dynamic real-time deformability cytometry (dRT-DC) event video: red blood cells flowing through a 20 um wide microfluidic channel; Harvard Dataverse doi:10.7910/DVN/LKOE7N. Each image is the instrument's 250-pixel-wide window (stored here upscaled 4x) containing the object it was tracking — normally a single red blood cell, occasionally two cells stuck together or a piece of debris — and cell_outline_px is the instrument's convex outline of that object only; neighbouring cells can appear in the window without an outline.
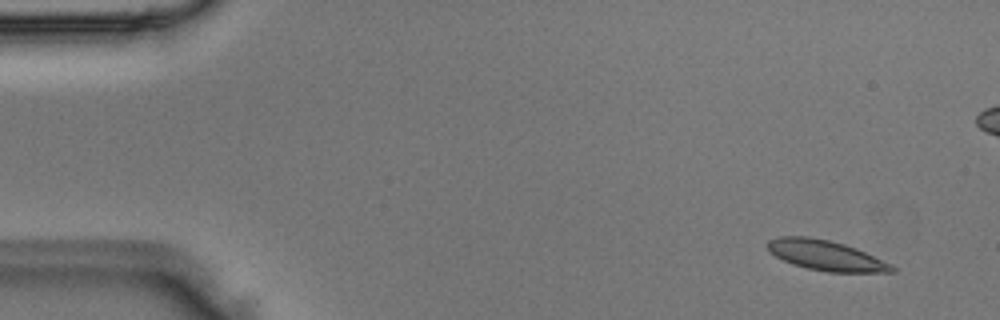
{"species": "Egyptian fruit bat (a non-hibernating species)", "species_latin": "Rousettus aegyptiacus", "temperature_condition": "room temperature", "stored_images_in_passage": 5, "camera_frame_rate_fps": 3000, "um_per_image_px": 0.085, "animal": {"sex": "male"}, "frame": {"image": 1, "passage_image": 1, "time_ms": 0.0, "image_size_px": [1000, 320], "cell_outline_px": [[896, 272], [828, 272], [808, 268], [792, 264], [768, 252], [768, 240], [780, 236], [808, 236], [828, 240], [844, 244], [856, 248], [892, 264], [896, 268]], "centroid_in_image_um": [70.2, 21.71], "position_along_channel_um": 14.8, "area_um2": 21.79}}